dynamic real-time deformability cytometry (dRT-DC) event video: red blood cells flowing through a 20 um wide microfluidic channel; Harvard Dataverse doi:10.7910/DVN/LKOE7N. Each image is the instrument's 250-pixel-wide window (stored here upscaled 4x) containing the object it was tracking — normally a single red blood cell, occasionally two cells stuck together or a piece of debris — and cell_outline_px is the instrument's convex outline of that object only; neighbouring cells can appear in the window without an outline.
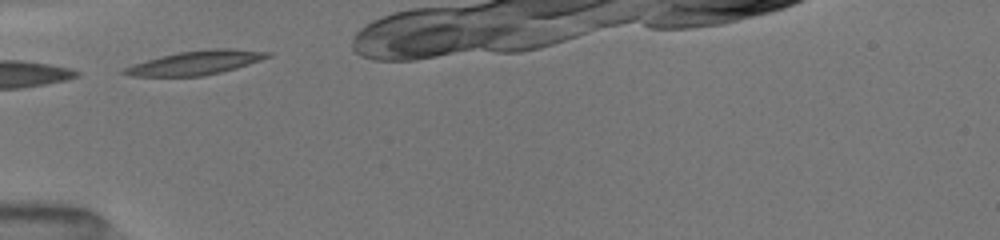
{"species": "common noctule bat (a hibernating species)", "species_latin": "Nyctalus noctula", "temperature_condition": "room temperature", "stored_images_in_passage": 2, "camera_frame_rate_fps": 3000, "um_per_image_px": 0.085, "animal": {"sex": "female", "body_mass_g": 19.5, "forearm_length_mm": 54.1}, "frame": {"image": 1, "passage_image": 1, "time_ms": 0.0, "image_size_px": [1000, 240], "cell_outline_px": [[272, 56], [236, 68], [204, 76], [132, 76], [120, 72], [124, 68], [132, 64], [160, 56], [180, 52], [212, 48], [232, 48], [272, 52]], "centroid_in_image_um": [16.65, 5.32], "position_along_channel_um": 68.3, "area_um2": 20.0}}